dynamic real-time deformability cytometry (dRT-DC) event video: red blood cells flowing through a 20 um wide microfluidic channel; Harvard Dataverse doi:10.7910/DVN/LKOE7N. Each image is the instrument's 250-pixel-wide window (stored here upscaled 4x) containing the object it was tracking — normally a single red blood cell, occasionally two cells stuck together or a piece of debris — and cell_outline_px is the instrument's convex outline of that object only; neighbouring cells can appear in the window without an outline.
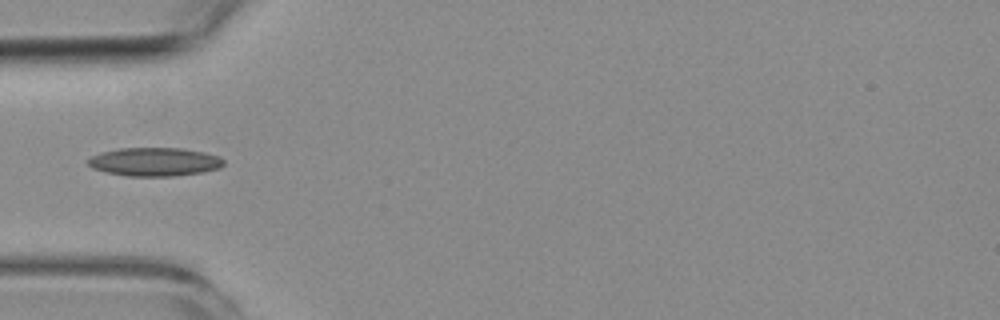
{"species": "common noctule bat (a hibernating species)", "species_latin": "Nyctalus noctula", "temperature_condition": "room temperature", "stored_images_in_passage": 7, "camera_frame_rate_fps": 3000, "um_per_image_px": 0.085, "animal": {"sex": "female", "body_mass_g": 19.3, "forearm_length_mm": 54.1}, "frame": {"image": 1, "passage_image": 5, "time_ms": 4.667, "image_size_px": [1000, 320], "cell_outline_px": [[224, 164], [220, 168], [204, 172], [172, 176], [124, 176], [104, 172], [92, 168], [88, 164], [88, 160], [92, 156], [100, 152], [120, 148], [184, 148], [204, 152], [220, 156], [224, 160]], "centroid_in_image_um": [13.15, 13.75], "position_along_channel_um": 71.8, "area_um2": 22.77}}
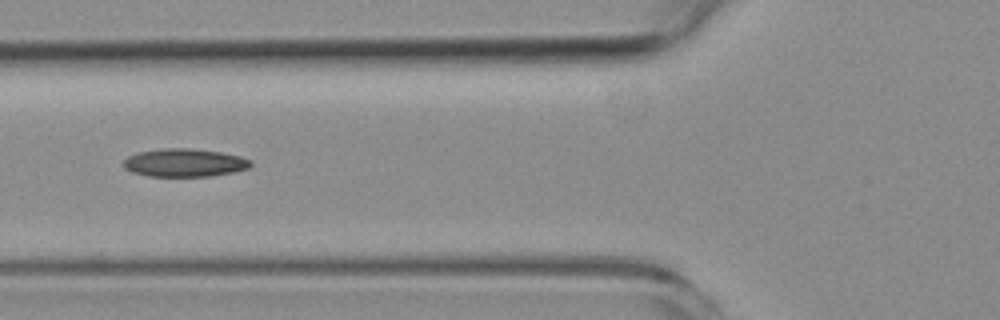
{"frame": {"image": 2, "passage_image": 6, "time_ms": 5.667, "image_size_px": [1000, 320], "cell_outline_px": [[252, 164], [248, 168], [236, 172], [212, 176], [148, 176], [132, 172], [124, 168], [124, 160], [128, 156], [140, 152], [164, 148], [192, 148], [220, 152], [240, 156], [252, 160]], "centroid_in_image_um": [15.72, 13.83], "position_along_channel_um": 110.1, "area_um2": 20.87}}
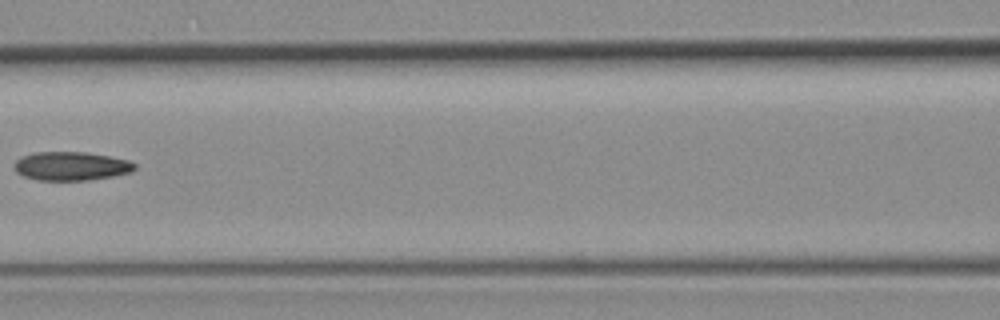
{"frame": {"image": 3, "passage_image": 7, "time_ms": 7.0, "image_size_px": [1000, 320], "cell_outline_px": [[136, 168], [132, 172], [112, 176], [88, 180], [36, 180], [24, 176], [16, 172], [16, 160], [24, 156], [36, 152], [84, 152], [108, 156], [128, 160], [136, 164]], "centroid_in_image_um": [6.08, 14.12], "position_along_channel_um": 160.5, "area_um2": 19.94}}